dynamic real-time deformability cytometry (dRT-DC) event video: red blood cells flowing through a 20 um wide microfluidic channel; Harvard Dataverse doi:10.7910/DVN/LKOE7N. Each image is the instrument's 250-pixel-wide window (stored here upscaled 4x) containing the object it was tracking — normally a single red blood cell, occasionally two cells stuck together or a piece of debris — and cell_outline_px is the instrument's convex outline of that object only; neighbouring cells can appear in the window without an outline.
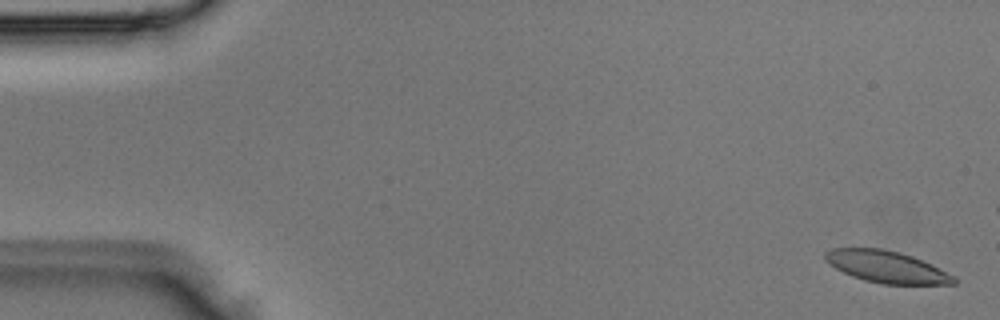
{"species": "Egyptian fruit bat (a non-hibernating species)", "species_latin": "Rousettus aegyptiacus", "temperature_condition": "room temperature", "stored_images_in_passage": 4, "camera_frame_rate_fps": 3000, "um_per_image_px": 0.085, "animal": {"sex": "male"}, "frame": {"image": 1, "passage_image": 4, "time_ms": 1.0, "image_size_px": [1000, 320], "cell_outline_px": [[960, 280], [956, 284], [884, 284], [864, 280], [852, 276], [836, 268], [824, 260], [824, 252], [832, 248], [880, 248], [900, 252], [912, 256], [956, 276]], "centroid_in_image_um": [75.37, 22.68], "position_along_channel_um": 9.6, "area_um2": 23.87}}